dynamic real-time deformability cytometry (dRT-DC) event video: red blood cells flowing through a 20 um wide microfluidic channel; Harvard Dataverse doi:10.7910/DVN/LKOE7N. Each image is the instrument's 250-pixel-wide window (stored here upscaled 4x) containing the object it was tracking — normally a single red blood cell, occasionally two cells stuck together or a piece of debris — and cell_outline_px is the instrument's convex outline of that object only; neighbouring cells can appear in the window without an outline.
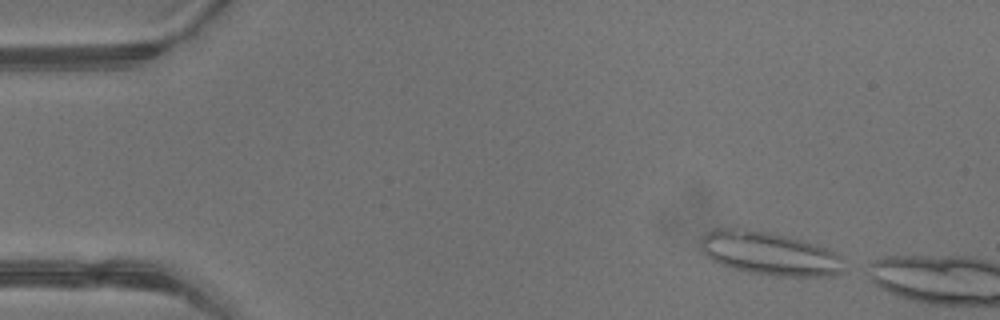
{"species": "common noctule bat (a hibernating species)", "species_latin": "Nyctalus noctula", "temperature_condition": "warm", "stored_images_in_passage": 3, "camera_frame_rate_fps": 3000, "um_per_image_px": 0.085, "animal": {"sex": "male", "body_mass_g": 13.3}, "frame": {"image": 1, "passage_image": 1, "time_ms": 0.0, "image_size_px": [1000, 320], "cell_outline_px": [[840, 272], [828, 276], [776, 276], [748, 272], [732, 268], [720, 264], [712, 260], [704, 252], [700, 244], [700, 240], [712, 228], [736, 224], [804, 240], [828, 248], [836, 256]], "centroid_in_image_um": [65.24, 21.48], "position_along_channel_um": 19.8, "area_um2": 36.3}}